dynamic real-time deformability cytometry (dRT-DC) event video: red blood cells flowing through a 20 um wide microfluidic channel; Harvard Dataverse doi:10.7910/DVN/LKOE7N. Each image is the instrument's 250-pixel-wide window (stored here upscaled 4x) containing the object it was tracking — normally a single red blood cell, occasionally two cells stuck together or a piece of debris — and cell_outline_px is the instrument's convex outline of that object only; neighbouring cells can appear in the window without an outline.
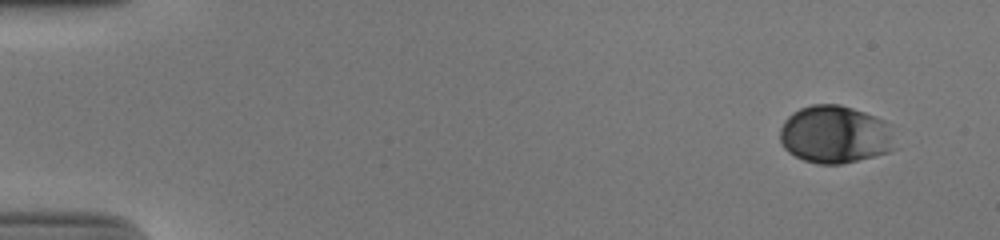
{"species": "human", "species_latin": "Homo sapiens", "temperature_condition": "cold", "stored_images_in_passage": 51, "camera_frame_rate_fps": 3000, "um_per_image_px": 0.085, "donor": {"sex": "male"}, "frame": {"image": 1, "passage_image": 1, "time_ms": 0.0, "image_size_px": [1000, 240], "cell_outline_px": [[900, 148], [888, 152], [840, 164], [820, 164], [804, 160], [788, 152], [784, 148], [780, 140], [780, 128], [784, 120], [792, 112], [800, 108], [812, 104], [840, 104], [876, 116], [884, 120]], "centroid_in_image_um": [70.98, 11.43], "position_along_channel_um": 14.0, "area_um2": 38.96}}
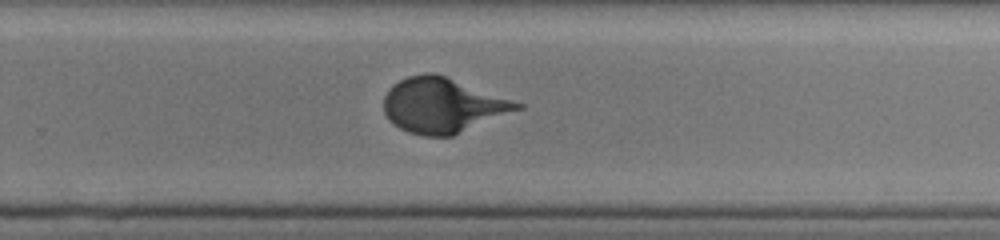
{"frame": {"image": 2, "passage_image": 34, "time_ms": 11.0, "image_size_px": [1000, 240], "cell_outline_px": [[524, 108], [452, 136], [424, 136], [408, 132], [392, 124], [388, 120], [384, 112], [384, 96], [388, 88], [392, 84], [408, 76], [428, 72], [432, 72], [444, 76], [524, 104]], "centroid_in_image_um": [37.59, 8.96], "position_along_channel_um": 292.2, "area_um2": 42.54}}
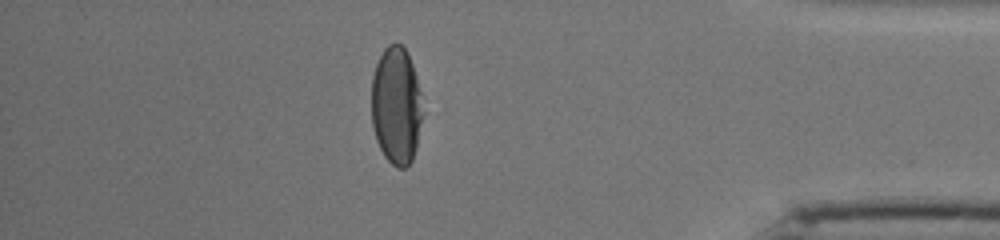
{"frame": {"image": 3, "passage_image": 45, "time_ms": 14.667, "image_size_px": [1000, 240], "cell_outline_px": [[424, 112], [416, 148], [412, 160], [404, 168], [396, 168], [384, 156], [376, 140], [372, 124], [372, 76], [376, 64], [384, 48], [388, 44], [400, 44], [408, 52], [412, 64], [420, 92]], "centroid_in_image_um": [33.69, 8.99], "position_along_channel_um": 401.5, "area_um2": 35.26}}